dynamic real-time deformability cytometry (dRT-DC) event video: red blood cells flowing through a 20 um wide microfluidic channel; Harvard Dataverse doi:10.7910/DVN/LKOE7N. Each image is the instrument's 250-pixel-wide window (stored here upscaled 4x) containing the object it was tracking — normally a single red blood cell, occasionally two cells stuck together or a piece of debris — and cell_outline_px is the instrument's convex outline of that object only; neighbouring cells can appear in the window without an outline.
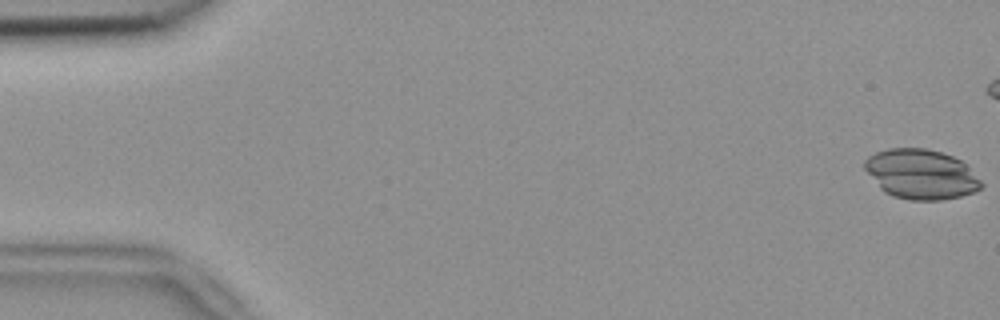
{"species": "common noctule bat (a hibernating species)", "species_latin": "Nyctalus noctula", "temperature_condition": "room temperature", "stored_images_in_passage": 46, "camera_frame_rate_fps": 3000, "um_per_image_px": 0.085, "animal": {"sex": "female", "body_mass_g": 18.4}, "frame": {"image": 1, "passage_image": 1, "time_ms": 0.0, "image_size_px": [1000, 320], "cell_outline_px": [[984, 184], [980, 188], [972, 192], [960, 196], [940, 200], [908, 200], [892, 196], [884, 192], [880, 188], [864, 168], [864, 160], [868, 156], [876, 152], [888, 148], [924, 148], [940, 152], [952, 156], [960, 160]], "centroid_in_image_um": [78.25, 14.81], "position_along_channel_um": 6.8, "area_um2": 33.58}}